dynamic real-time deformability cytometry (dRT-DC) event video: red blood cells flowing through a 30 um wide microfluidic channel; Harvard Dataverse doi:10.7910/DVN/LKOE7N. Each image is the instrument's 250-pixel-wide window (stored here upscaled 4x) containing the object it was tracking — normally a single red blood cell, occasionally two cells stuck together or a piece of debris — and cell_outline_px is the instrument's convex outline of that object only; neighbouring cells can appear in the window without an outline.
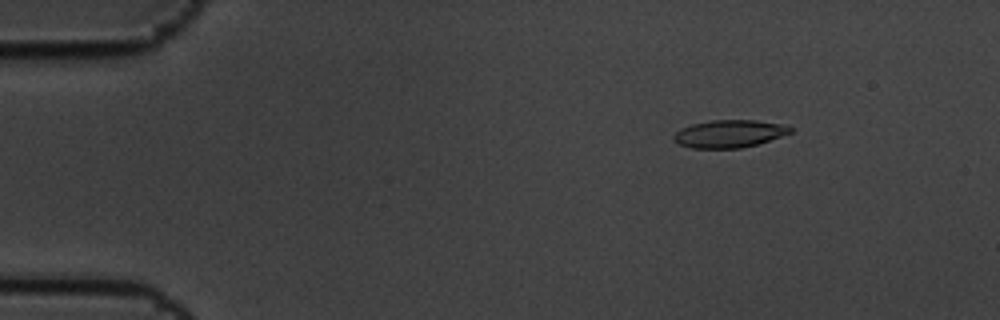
{"species": "common noctule bat (a hibernating species)", "species_latin": "Nyctalus noctula", "temperature_condition": "cold", "stored_images_in_passage": 7, "camera_frame_rate_fps": 3000, "um_per_image_px": 0.085, "animal": {"sex": "male", "body_mass_g": 19.5, "forearm_length_mm": 54.6}, "frame": {"image": 1, "passage_image": 3, "time_ms": 0.667, "image_size_px": [1000, 320], "cell_outline_px": [[796, 128], [792, 132], [756, 144], [740, 148], [692, 148], [680, 144], [672, 140], [672, 136], [680, 128], [692, 124], [712, 120], [756, 120], [788, 124]], "centroid_in_image_um": [62.01, 11.35], "position_along_channel_um": 23.0, "area_um2": 18.9}}
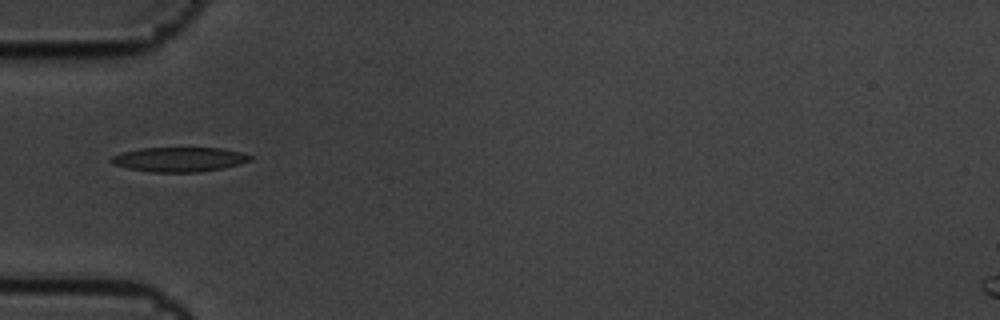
{"frame": {"image": 2, "passage_image": 6, "time_ms": 1.667, "image_size_px": [1000, 320], "cell_outline_px": [[252, 160], [240, 164], [224, 168], [196, 172], [152, 172], [128, 168], [112, 164], [108, 160], [112, 156], [124, 152], [140, 148], [224, 148], [240, 152], [252, 156]], "centroid_in_image_um": [15.24, 13.55], "position_along_channel_um": 69.8, "area_um2": 19.88}}
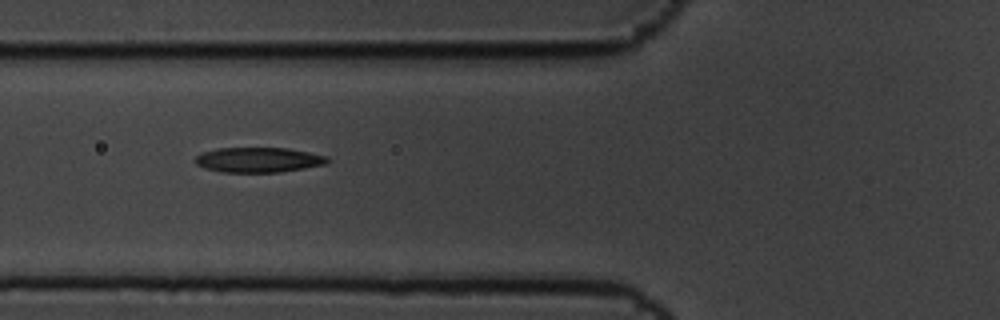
{"frame": {"image": 3, "passage_image": 7, "time_ms": 2.0, "image_size_px": [1000, 320], "cell_outline_px": [[332, 160], [324, 164], [304, 168], [280, 172], [220, 172], [204, 168], [196, 164], [192, 160], [200, 152], [216, 148], [288, 148], [328, 156]], "centroid_in_image_um": [21.92, 13.58], "position_along_channel_um": 103.9, "area_um2": 19.48}}